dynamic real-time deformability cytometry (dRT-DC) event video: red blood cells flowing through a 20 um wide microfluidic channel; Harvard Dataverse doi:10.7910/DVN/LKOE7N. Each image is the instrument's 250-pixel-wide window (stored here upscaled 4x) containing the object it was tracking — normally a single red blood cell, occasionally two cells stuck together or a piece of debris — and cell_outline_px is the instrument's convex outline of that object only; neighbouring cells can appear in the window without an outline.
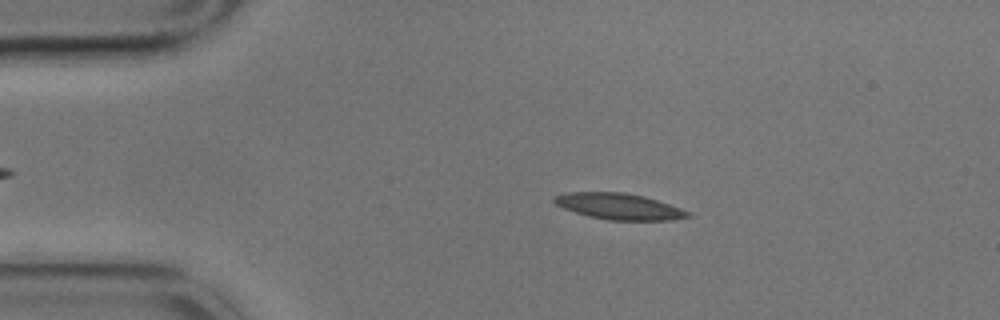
{"species": "common noctule bat (a hibernating species)", "species_latin": "Nyctalus noctula", "temperature_condition": "cold", "stored_images_in_passage": 39, "camera_frame_rate_fps": 3000, "um_per_image_px": 0.085, "animal": {"sex": "male", "body_mass_g": 17.9}, "frame": {"image": 1, "passage_image": 7, "time_ms": 2.0, "image_size_px": [1000, 320], "cell_outline_px": [[692, 216], [672, 220], [608, 220], [588, 216], [564, 208], [556, 204], [552, 200], [552, 196], [568, 192], [624, 192], [644, 196], [692, 212]], "centroid_in_image_um": [52.61, 17.54], "position_along_channel_um": 32.4, "area_um2": 20.35}}
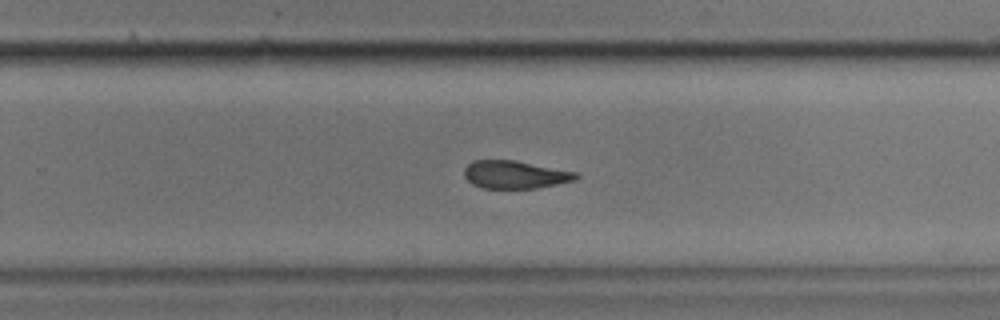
{"frame": {"image": 2, "passage_image": 33, "time_ms": 10.667, "image_size_px": [1000, 320], "cell_outline_px": [[580, 176], [576, 180], [536, 188], [480, 188], [472, 184], [464, 176], [464, 168], [472, 160], [516, 160], [576, 172]], "centroid_in_image_um": [43.76, 14.84], "position_along_channel_um": 286.0, "area_um2": 18.21}}
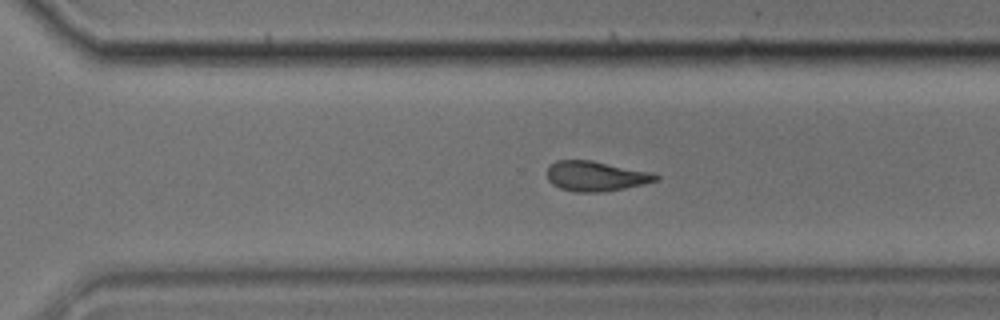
{"frame": {"image": 3, "passage_image": 36, "time_ms": 11.667, "image_size_px": [1000, 320], "cell_outline_px": [[660, 180], [644, 184], [624, 188], [600, 192], [576, 192], [560, 188], [552, 184], [548, 180], [548, 168], [556, 160], [592, 160], [652, 172], [660, 176]], "centroid_in_image_um": [50.68, 14.97], "position_along_channel_um": 319.9, "area_um2": 19.02}}